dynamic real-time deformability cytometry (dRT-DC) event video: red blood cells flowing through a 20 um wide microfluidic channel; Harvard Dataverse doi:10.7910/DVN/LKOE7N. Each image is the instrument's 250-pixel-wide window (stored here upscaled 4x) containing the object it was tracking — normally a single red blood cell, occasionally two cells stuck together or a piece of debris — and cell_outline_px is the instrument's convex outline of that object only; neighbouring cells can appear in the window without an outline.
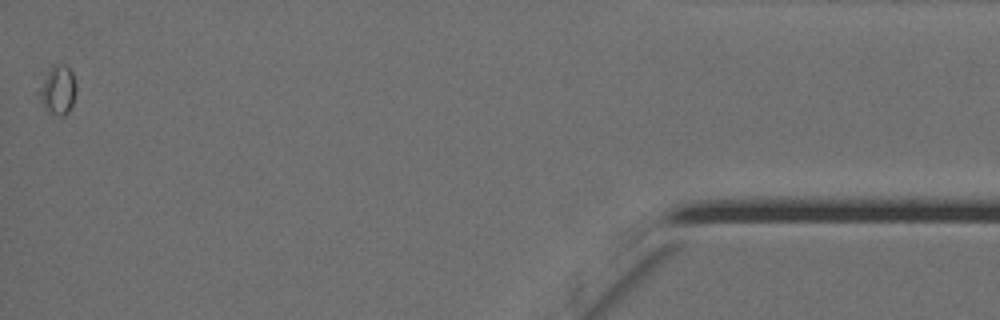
{"species": "Egyptian fruit bat (a non-hibernating species)", "species_latin": "Rousettus aegyptiacus", "temperature_condition": "cold", "stored_images_in_passage": 40, "camera_frame_rate_fps": 3000, "um_per_image_px": 0.085, "animal": {"sex": "female"}, "frame": {"image": 1, "passage_image": 40, "time_ms": 13.0, "image_size_px": [1000, 320], "cell_outline_px": [[76, 92], [72, 104], [68, 112], [64, 116], [52, 116], [44, 108], [36, 92], [48, 68], [52, 64], [64, 64], [72, 72], [76, 84]], "centroid_in_image_um": [4.88, 7.66], "position_along_channel_um": 430.3, "area_um2": 10.98}}